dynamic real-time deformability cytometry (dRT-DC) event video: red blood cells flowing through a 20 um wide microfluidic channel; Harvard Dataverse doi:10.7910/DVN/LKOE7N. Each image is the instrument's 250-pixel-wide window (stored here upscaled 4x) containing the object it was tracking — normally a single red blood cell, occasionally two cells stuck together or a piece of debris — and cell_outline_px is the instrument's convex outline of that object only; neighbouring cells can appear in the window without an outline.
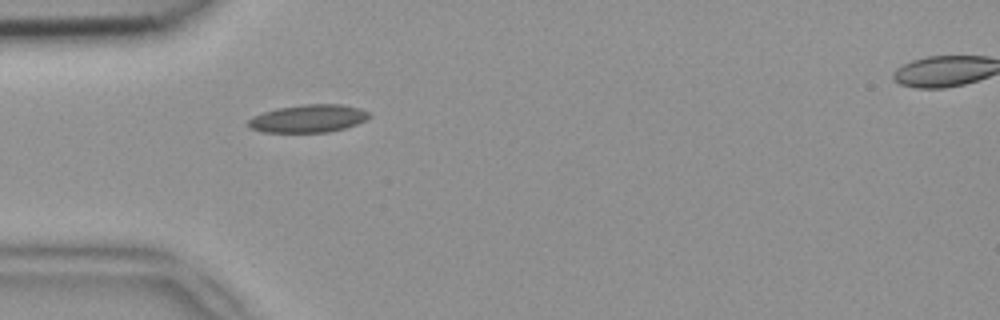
{"species": "common noctule bat (a hibernating species)", "species_latin": "Nyctalus noctula", "temperature_condition": "room temperature", "stored_images_in_passage": 36, "camera_frame_rate_fps": 3000, "um_per_image_px": 0.085, "animal": {"sex": "female", "body_mass_g": 18.4}, "frame": {"image": 1, "passage_image": 1, "time_ms": 0.0, "image_size_px": [1000, 320], "cell_outline_px": [[372, 116], [356, 124], [344, 128], [328, 132], [264, 132], [252, 128], [248, 124], [248, 120], [252, 116], [276, 108], [304, 104], [340, 104], [360, 108], [368, 112]], "centroid_in_image_um": [26.21, 10.06], "position_along_channel_um": 58.8, "area_um2": 19.48}}
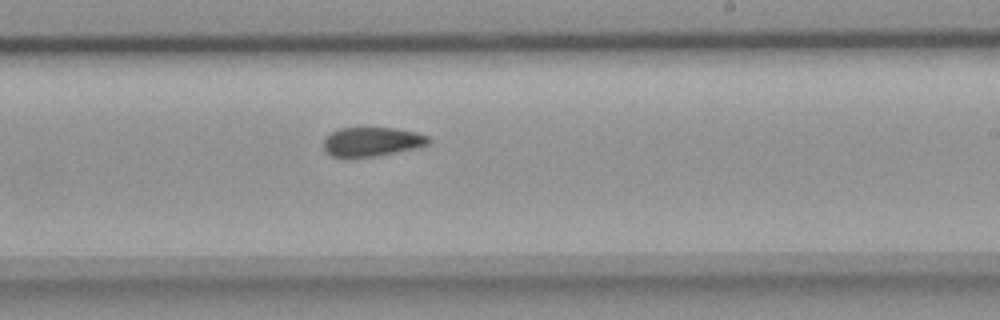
{"frame": {"image": 2, "passage_image": 16, "time_ms": 5.0, "image_size_px": [1000, 320], "cell_outline_px": [[432, 140], [428, 144], [416, 148], [372, 156], [332, 156], [324, 148], [324, 136], [340, 128], [396, 128], [416, 132], [428, 136]], "centroid_in_image_um": [31.63, 12.02], "position_along_channel_um": 257.4, "area_um2": 17.51}}
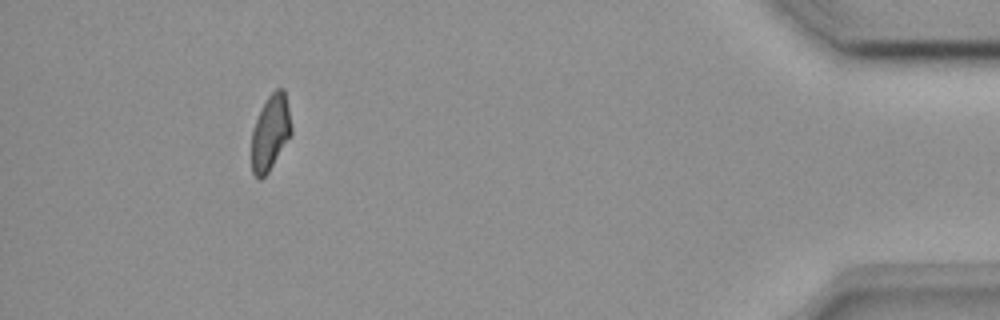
{"frame": {"image": 3, "passage_image": 32, "time_ms": 10.333, "image_size_px": [1000, 320], "cell_outline_px": [[292, 132], [268, 172], [260, 180], [252, 172], [252, 128], [268, 96], [276, 88], [284, 88], [292, 128]], "centroid_in_image_um": [22.98, 11.26], "position_along_channel_um": 412.2, "area_um2": 17.11}}